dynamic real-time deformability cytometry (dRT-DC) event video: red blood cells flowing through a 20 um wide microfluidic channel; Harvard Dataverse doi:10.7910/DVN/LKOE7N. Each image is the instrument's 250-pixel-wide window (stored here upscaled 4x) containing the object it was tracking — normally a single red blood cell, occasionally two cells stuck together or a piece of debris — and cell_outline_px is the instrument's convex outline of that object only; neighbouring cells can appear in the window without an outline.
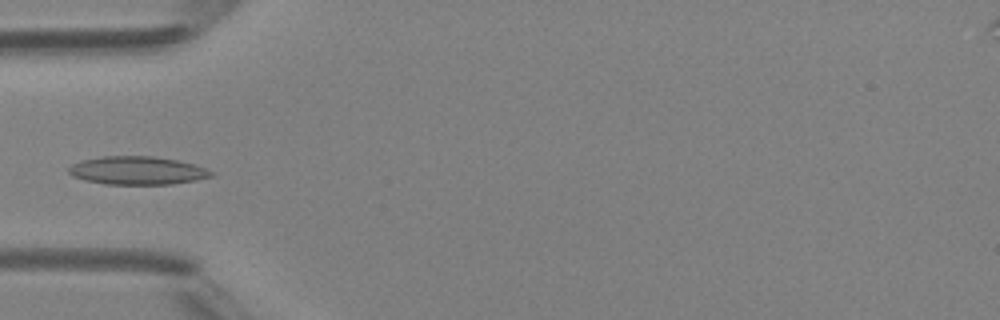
{"species": "Egyptian fruit bat (a non-hibernating species)", "species_latin": "Rousettus aegyptiacus", "temperature_condition": "room temperature", "stored_images_in_passage": 5, "camera_frame_rate_fps": 3000, "um_per_image_px": 0.085, "animal": {"sex": "female"}, "frame": {"image": 1, "passage_image": 4, "time_ms": 4.333, "image_size_px": [1000, 320], "cell_outline_px": [[216, 176], [196, 180], [172, 184], [104, 184], [84, 180], [72, 176], [68, 172], [68, 168], [72, 164], [84, 160], [104, 156], [152, 156], [176, 160], [192, 164], [216, 172]], "centroid_in_image_um": [11.69, 14.5], "position_along_channel_um": 73.3, "area_um2": 23.41}}
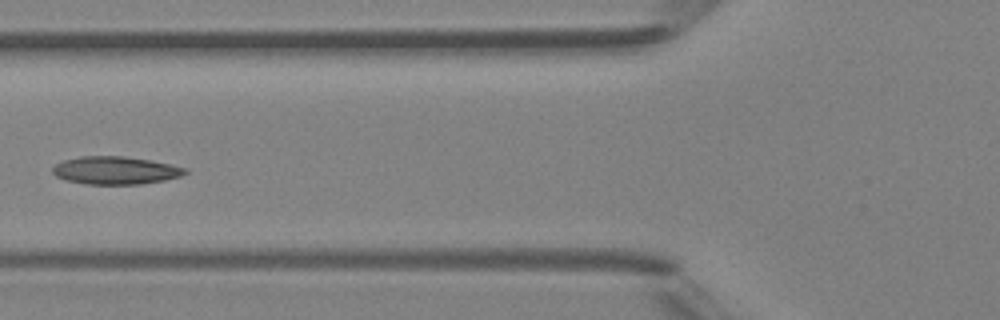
{"frame": {"image": 2, "passage_image": 5, "time_ms": 5.333, "image_size_px": [1000, 320], "cell_outline_px": [[188, 172], [180, 176], [164, 180], [140, 184], [88, 184], [64, 180], [56, 176], [52, 172], [52, 168], [56, 164], [64, 160], [80, 156], [124, 156], [148, 160], [188, 168]], "centroid_in_image_um": [9.79, 14.48], "position_along_channel_um": 116.0, "area_um2": 21.39}}